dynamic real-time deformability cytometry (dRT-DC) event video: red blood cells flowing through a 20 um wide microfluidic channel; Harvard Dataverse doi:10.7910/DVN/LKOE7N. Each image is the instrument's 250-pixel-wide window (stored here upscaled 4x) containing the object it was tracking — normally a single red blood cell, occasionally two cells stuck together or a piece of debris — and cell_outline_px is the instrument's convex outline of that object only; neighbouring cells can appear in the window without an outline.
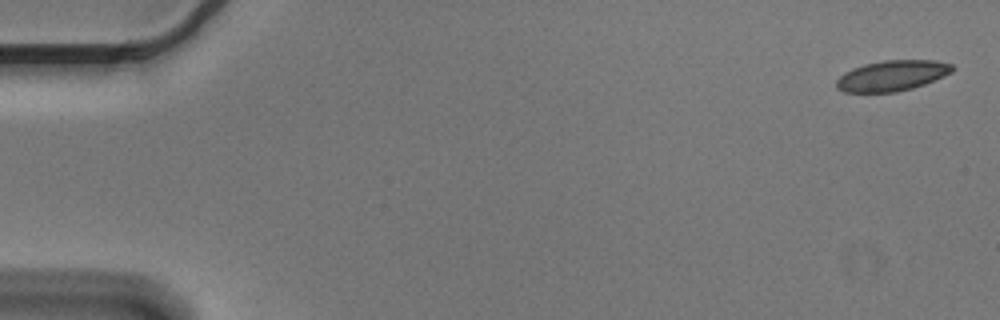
{"species": "Egyptian fruit bat (a non-hibernating species)", "species_latin": "Rousettus aegyptiacus", "temperature_condition": "cold", "stored_images_in_passage": 5, "camera_frame_rate_fps": 3000, "um_per_image_px": 0.085, "animal": {"sex": "male"}, "frame": {"image": 1, "passage_image": 1, "time_ms": 0.0, "image_size_px": [1000, 320], "cell_outline_px": [[956, 68], [952, 72], [944, 76], [924, 84], [912, 88], [896, 92], [844, 92], [836, 88], [836, 80], [844, 72], [852, 68], [864, 64], [884, 60], [936, 60], [952, 64]], "centroid_in_image_um": [75.83, 6.42], "position_along_channel_um": 9.2, "area_um2": 20.75}}
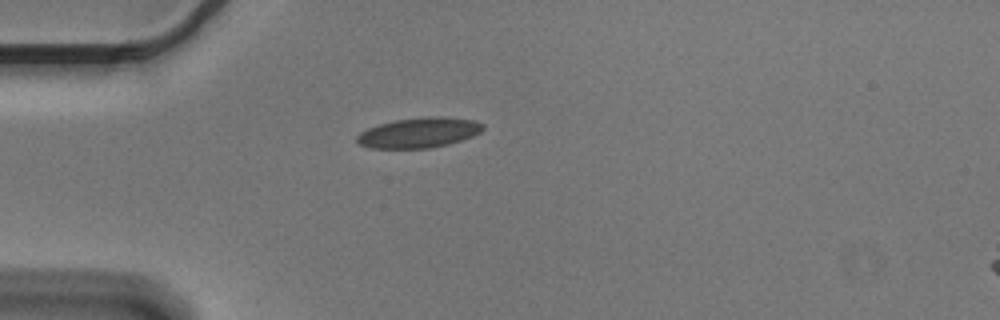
{"frame": {"image": 2, "passage_image": 5, "time_ms": 1.333, "image_size_px": [1000, 320], "cell_outline_px": [[484, 128], [480, 132], [472, 136], [448, 144], [428, 148], [372, 148], [360, 144], [356, 140], [356, 136], [360, 132], [368, 128], [380, 124], [396, 120], [424, 116], [444, 116], [476, 120], [484, 124]], "centroid_in_image_um": [35.64, 11.26], "position_along_channel_um": 49.4, "area_um2": 22.14}}